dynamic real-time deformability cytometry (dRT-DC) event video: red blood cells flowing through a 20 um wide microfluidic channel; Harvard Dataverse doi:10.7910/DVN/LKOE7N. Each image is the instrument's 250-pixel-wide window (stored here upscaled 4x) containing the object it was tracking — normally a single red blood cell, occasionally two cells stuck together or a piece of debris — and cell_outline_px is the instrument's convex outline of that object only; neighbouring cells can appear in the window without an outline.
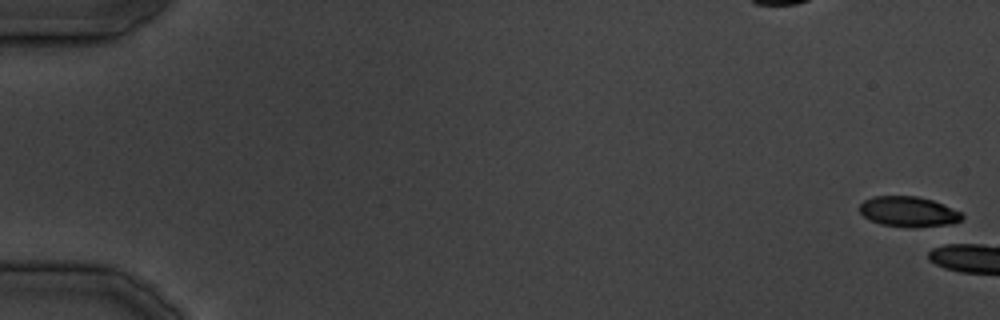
{"species": "common noctule bat (a hibernating species)", "species_latin": "Nyctalus noctula", "temperature_condition": "cold", "stored_images_in_passage": 4, "camera_frame_rate_fps": 3000, "um_per_image_px": 0.085, "animal": {"sex": "male", "body_mass_g": 19.5, "forearm_length_mm": 54.6}, "frame": {"image": 1, "passage_image": 1, "time_ms": 0.0, "image_size_px": [1000, 320], "cell_outline_px": [[964, 216], [960, 220], [944, 228], [908, 228], [880, 224], [864, 216], [860, 212], [860, 204], [864, 200], [872, 196], [916, 196], [932, 200], [944, 204], [960, 212]], "centroid_in_image_um": [77.28, 18.03], "position_along_channel_um": 7.7, "area_um2": 18.61}}